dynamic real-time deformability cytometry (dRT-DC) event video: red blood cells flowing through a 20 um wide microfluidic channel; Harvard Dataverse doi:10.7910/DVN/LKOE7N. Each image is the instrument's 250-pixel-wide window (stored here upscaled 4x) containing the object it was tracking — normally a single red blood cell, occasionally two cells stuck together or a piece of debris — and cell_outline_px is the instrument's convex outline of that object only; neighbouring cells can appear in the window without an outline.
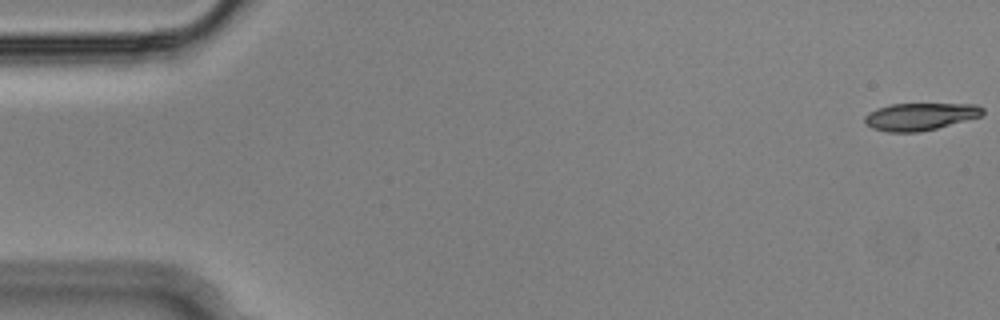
{"species": "Egyptian fruit bat (a non-hibernating species)", "species_latin": "Rousettus aegyptiacus", "temperature_condition": "cold", "stored_images_in_passage": 55, "camera_frame_rate_fps": 3000, "um_per_image_px": 0.085, "animal": {"sex": "male"}, "frame": {"image": 1, "passage_image": 1, "time_ms": 0.0, "image_size_px": [1000, 320], "cell_outline_px": [[984, 112], [980, 116], [936, 128], [920, 132], [888, 132], [872, 128], [864, 120], [864, 116], [868, 112], [876, 108], [892, 104], [976, 104], [984, 108]], "centroid_in_image_um": [78.18, 9.9], "position_along_channel_um": 6.8, "area_um2": 18.67}}
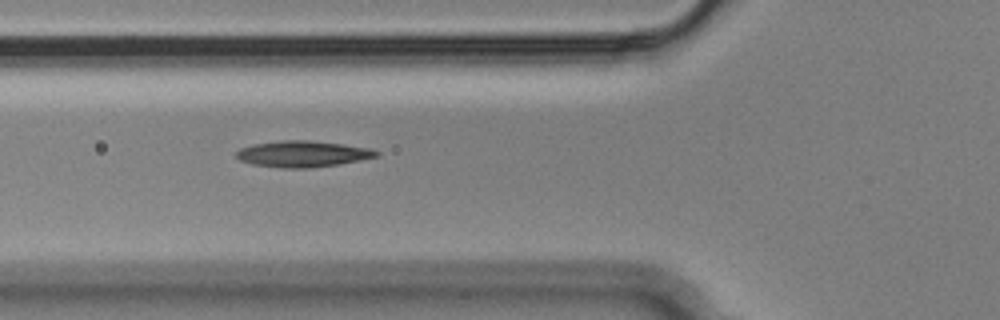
{"frame": {"image": 2, "passage_image": 20, "time_ms": 6.333, "image_size_px": [1000, 320], "cell_outline_px": [[380, 156], [360, 160], [336, 164], [308, 168], [280, 168], [252, 164], [240, 160], [236, 156], [236, 152], [240, 148], [252, 144], [284, 140], [308, 140], [372, 148], [380, 152]], "centroid_in_image_um": [25.73, 13.08], "position_along_channel_um": 100.1, "area_um2": 21.33}}
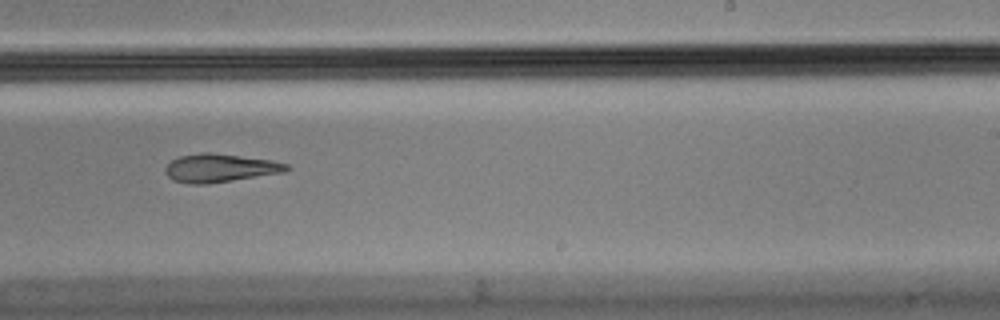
{"frame": {"image": 3, "passage_image": 34, "time_ms": 11.0, "image_size_px": [1000, 320], "cell_outline_px": [[292, 168], [284, 172], [208, 184], [188, 184], [172, 180], [164, 172], [164, 168], [172, 160], [180, 156], [200, 152], [212, 152], [272, 160], [288, 164]], "centroid_in_image_um": [18.68, 14.28], "position_along_channel_um": 270.3, "area_um2": 20.17}}